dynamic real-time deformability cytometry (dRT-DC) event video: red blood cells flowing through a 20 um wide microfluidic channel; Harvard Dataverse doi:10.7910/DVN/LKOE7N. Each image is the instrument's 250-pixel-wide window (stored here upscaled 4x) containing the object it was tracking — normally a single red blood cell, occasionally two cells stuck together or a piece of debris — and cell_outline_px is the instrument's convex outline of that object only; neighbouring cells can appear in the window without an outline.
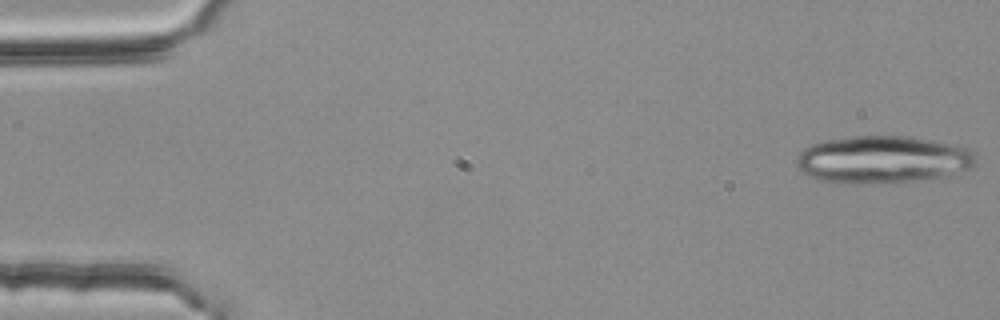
{"species": "common noctule bat (a hibernating species)", "species_latin": "Nyctalus noctula", "temperature_condition": "room temperature", "stored_images_in_passage": 21, "camera_frame_rate_fps": 3000, "um_per_image_px": 0.085, "animal": {"sex": "female", "body_mass_g": 25.1}, "frame": {"image": 1, "passage_image": 1, "time_ms": 0.0, "image_size_px": [1000, 320], "cell_outline_px": [[976, 164], [972, 168], [924, 180], [820, 180], [804, 172], [796, 164], [796, 156], [804, 148], [812, 144], [824, 140], [852, 136], [912, 136], [960, 144], [972, 152], [976, 156]], "centroid_in_image_um": [75.11, 13.48], "position_along_channel_um": 9.9, "area_um2": 48.21}}